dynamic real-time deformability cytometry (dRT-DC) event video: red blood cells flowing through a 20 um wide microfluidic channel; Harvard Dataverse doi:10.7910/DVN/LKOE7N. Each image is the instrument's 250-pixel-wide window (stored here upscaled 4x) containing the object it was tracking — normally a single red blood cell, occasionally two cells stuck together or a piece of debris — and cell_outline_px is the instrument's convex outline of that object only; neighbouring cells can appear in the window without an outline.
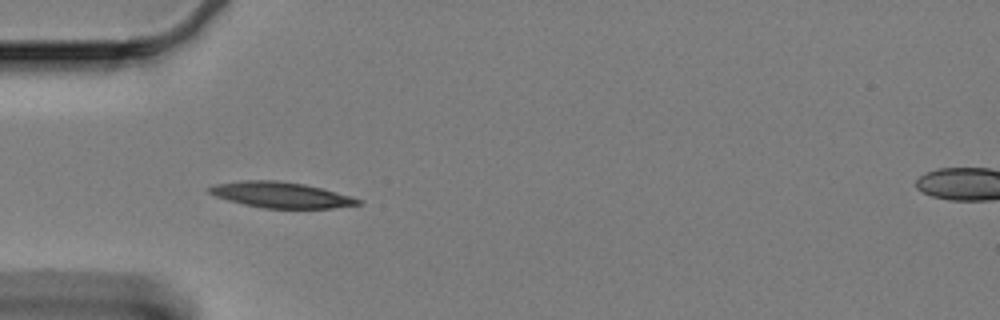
{"species": "Egyptian fruit bat (a non-hibernating species)", "species_latin": "Rousettus aegyptiacus", "temperature_condition": "cold", "stored_images_in_passage": 43, "camera_frame_rate_fps": 3000, "um_per_image_px": 0.085, "animal": {"sex": "female"}, "frame": {"image": 1, "passage_image": 1, "time_ms": 0.0, "image_size_px": [1000, 320], "cell_outline_px": [[364, 204], [332, 208], [264, 208], [244, 204], [228, 200], [216, 196], [208, 192], [204, 188], [216, 184], [240, 180], [276, 180], [304, 184], [320, 188], [364, 200]], "centroid_in_image_um": [23.86, 16.56], "position_along_channel_um": 61.1, "area_um2": 22.31}}
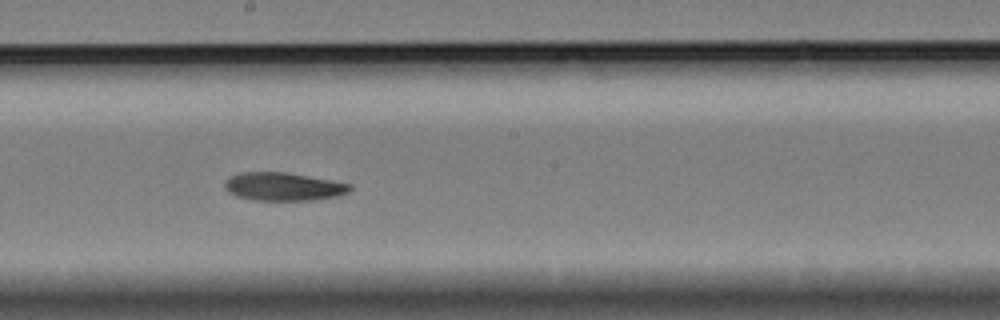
{"frame": {"image": 2, "passage_image": 16, "time_ms": 5.0, "image_size_px": [1000, 320], "cell_outline_px": [[352, 188], [348, 192], [340, 196], [312, 200], [252, 200], [236, 196], [228, 192], [224, 184], [232, 176], [240, 172], [284, 172], [308, 176], [352, 184]], "centroid_in_image_um": [24.11, 15.87], "position_along_channel_um": 224.1, "area_um2": 20.46}}
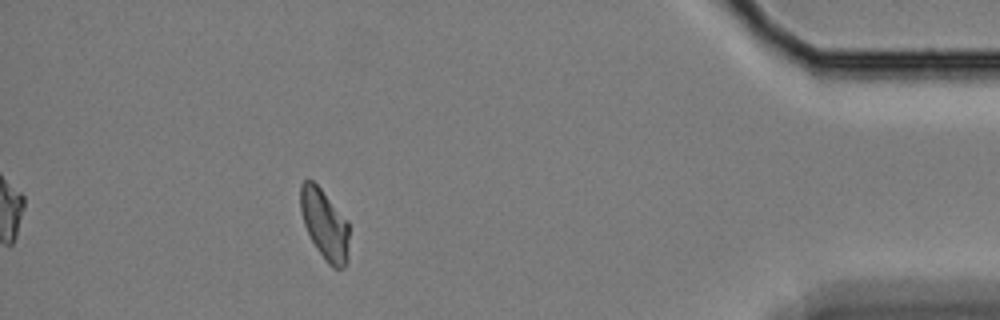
{"frame": {"image": 3, "passage_image": 37, "time_ms": 12.0, "image_size_px": [1000, 320], "cell_outline_px": [[348, 260], [344, 268], [332, 268], [328, 264], [316, 248], [304, 224], [300, 212], [300, 184], [304, 180], [312, 180], [320, 188], [348, 220]], "centroid_in_image_um": [27.59, 19.08], "position_along_channel_um": 407.6, "area_um2": 19.94}, "authors_computed_cell_mechanics": {"area_um2": 20.6924, "velocity_mm_per_s": 3.2994, "shape_relaxation_time_tau1_ms": 7.1011, "shape_relaxation_time_tau2_ms": 6.2712, "deformation_change_tau1": 0.165, "deformation_change_tau2": 0.1108}}